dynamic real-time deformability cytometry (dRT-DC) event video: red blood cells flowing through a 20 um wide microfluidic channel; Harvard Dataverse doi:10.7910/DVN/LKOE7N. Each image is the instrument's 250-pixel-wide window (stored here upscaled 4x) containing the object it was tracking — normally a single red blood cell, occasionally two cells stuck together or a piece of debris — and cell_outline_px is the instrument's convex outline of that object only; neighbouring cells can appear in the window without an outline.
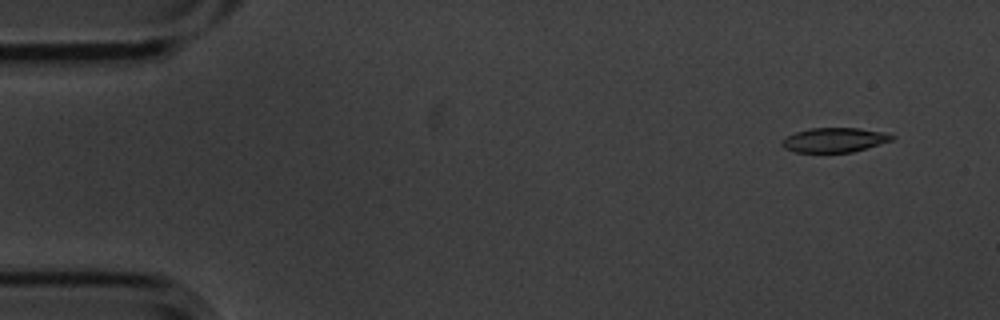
{"species": "common noctule bat (a hibernating species)", "species_latin": "Nyctalus noctula", "temperature_condition": "cold", "stored_images_in_passage": 10, "camera_frame_rate_fps": 3000, "um_per_image_px": 0.085, "animal": {"sex": "male", "body_mass_g": 20.1, "forearm_length_mm": 53.5}, "frame": {"image": 1, "passage_image": 1, "time_ms": 0.0, "image_size_px": [1000, 320], "cell_outline_px": [[896, 136], [892, 140], [852, 152], [796, 152], [784, 148], [780, 144], [788, 136], [796, 132], [808, 128], [860, 128], [880, 132]], "centroid_in_image_um": [70.9, 11.89], "position_along_channel_um": 14.1, "area_um2": 15.43}}
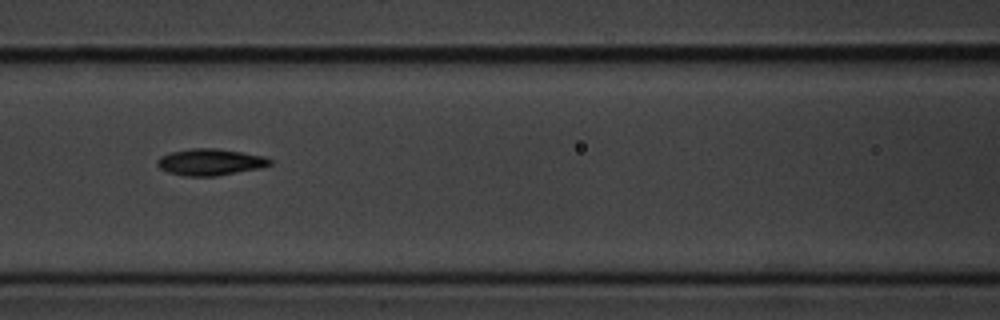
{"frame": {"image": 2, "passage_image": 6, "time_ms": 1.667, "image_size_px": [1000, 320], "cell_outline_px": [[272, 164], [260, 168], [216, 176], [184, 176], [168, 172], [160, 168], [156, 164], [156, 160], [160, 156], [172, 152], [192, 148], [216, 148], [264, 156], [272, 160]], "centroid_in_image_um": [17.85, 13.78], "position_along_channel_um": 148.7, "area_um2": 17.4}}
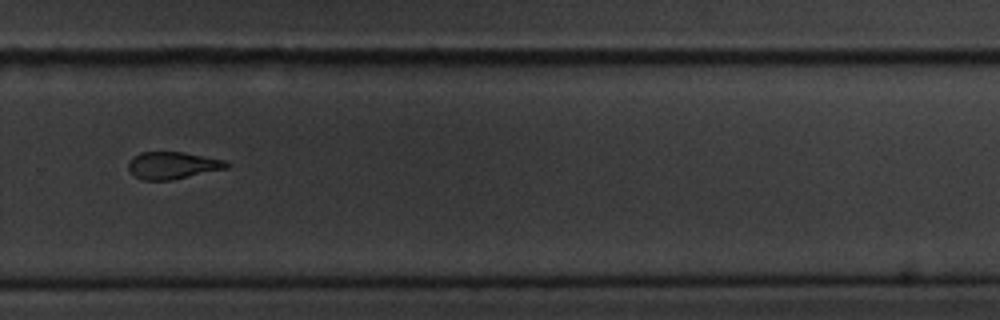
{"frame": {"image": 3, "passage_image": 10, "time_ms": 3.0, "image_size_px": [1000, 320], "cell_outline_px": [[232, 164], [228, 168], [172, 180], [144, 180], [136, 176], [128, 168], [128, 164], [132, 156], [140, 152], [184, 152], [224, 160]], "centroid_in_image_um": [14.69, 14.05], "position_along_channel_um": 315.1, "area_um2": 15.55}}